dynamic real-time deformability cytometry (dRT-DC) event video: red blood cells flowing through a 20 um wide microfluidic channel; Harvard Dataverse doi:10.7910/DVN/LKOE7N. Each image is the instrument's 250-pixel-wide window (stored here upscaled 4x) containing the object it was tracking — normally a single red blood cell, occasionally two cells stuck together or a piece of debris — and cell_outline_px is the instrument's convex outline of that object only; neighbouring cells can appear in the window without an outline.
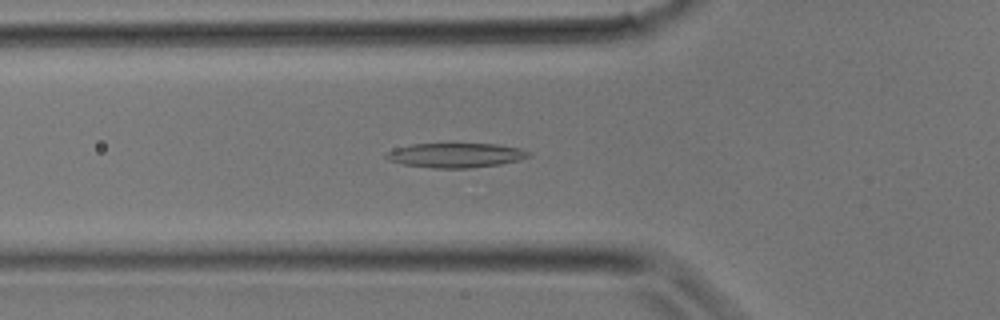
{"species": "common noctule bat (a hibernating species)", "species_latin": "Nyctalus noctula", "temperature_condition": "room temperature", "stored_images_in_passage": 12, "camera_frame_rate_fps": 3000, "um_per_image_px": 0.085, "animal": {"sex": "male", "body_mass_g": 17.9}, "frame": {"image": 1, "passage_image": 2, "time_ms": 0.333, "image_size_px": [1000, 320], "cell_outline_px": [[532, 156], [520, 160], [500, 164], [468, 168], [432, 168], [404, 164], [388, 160], [384, 156], [388, 152], [396, 148], [412, 144], [496, 144], [520, 148], [532, 152]], "centroid_in_image_um": [38.78, 13.2], "position_along_channel_um": 87.0, "area_um2": 20.35}}
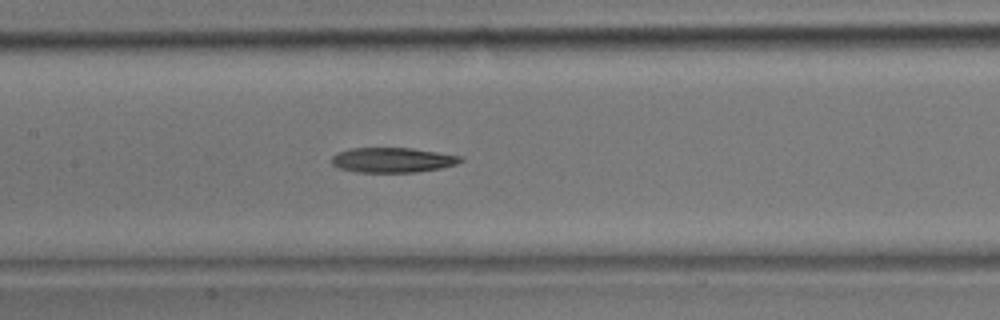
{"frame": {"image": 2, "passage_image": 6, "time_ms": 1.667, "image_size_px": [1000, 320], "cell_outline_px": [[464, 160], [456, 164], [440, 168], [416, 172], [356, 172], [340, 168], [332, 164], [332, 156], [336, 152], [348, 148], [412, 148], [464, 156]], "centroid_in_image_um": [33.37, 13.59], "position_along_channel_um": 174.0, "area_um2": 18.84}}
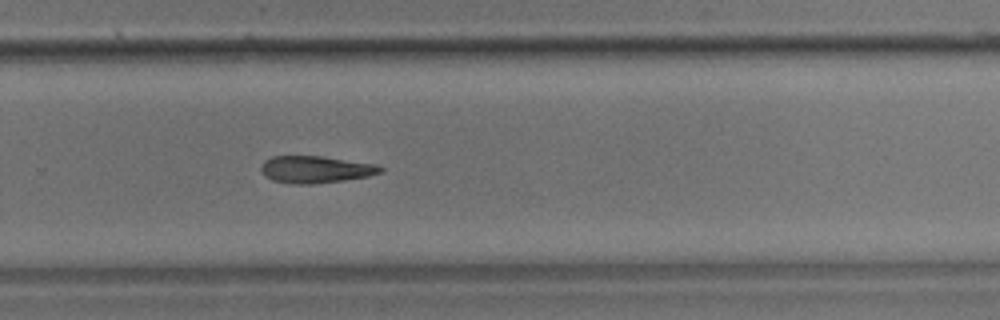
{"frame": {"image": 3, "passage_image": 12, "time_ms": 3.667, "image_size_px": [1000, 320], "cell_outline_px": [[384, 172], [368, 176], [344, 180], [312, 184], [288, 184], [272, 180], [264, 176], [260, 172], [260, 168], [264, 160], [272, 156], [324, 156], [376, 164], [384, 168]], "centroid_in_image_um": [26.81, 14.4], "position_along_channel_um": 303.0, "area_um2": 19.13}}